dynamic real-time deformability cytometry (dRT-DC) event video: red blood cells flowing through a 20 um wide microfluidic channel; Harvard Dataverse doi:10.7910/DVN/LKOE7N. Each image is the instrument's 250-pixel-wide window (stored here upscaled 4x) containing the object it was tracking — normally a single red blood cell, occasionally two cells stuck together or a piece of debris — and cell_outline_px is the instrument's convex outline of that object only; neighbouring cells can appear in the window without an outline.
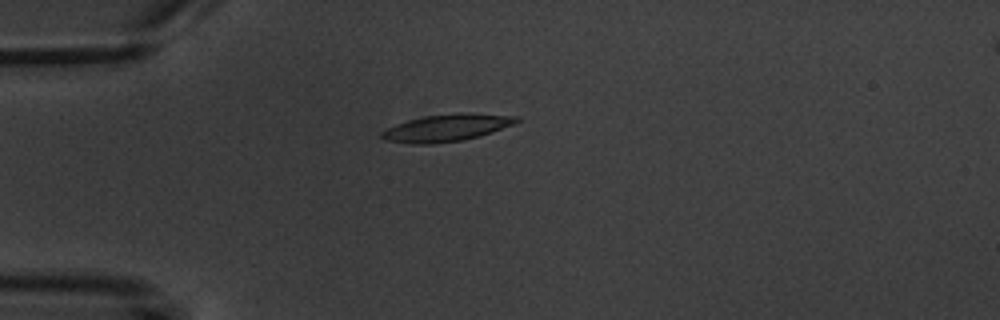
{"species": "common noctule bat (a hibernating species)", "species_latin": "Nyctalus noctula", "temperature_condition": "warm", "stored_images_in_passage": 3, "camera_frame_rate_fps": 3000, "um_per_image_px": 0.085, "animal": {"sex": "male", "body_mass_g": 20.1, "forearm_length_mm": 53.5}, "frame": {"image": 1, "passage_image": 2, "time_ms": 1.333, "image_size_px": [1000, 320], "cell_outline_px": [[520, 120], [512, 124], [492, 132], [480, 136], [460, 140], [432, 144], [412, 144], [384, 140], [380, 136], [380, 132], [396, 124], [408, 120], [424, 116], [456, 112], [468, 112], [520, 116]], "centroid_in_image_um": [37.96, 10.85], "position_along_channel_um": 47.0, "area_um2": 21.44}}